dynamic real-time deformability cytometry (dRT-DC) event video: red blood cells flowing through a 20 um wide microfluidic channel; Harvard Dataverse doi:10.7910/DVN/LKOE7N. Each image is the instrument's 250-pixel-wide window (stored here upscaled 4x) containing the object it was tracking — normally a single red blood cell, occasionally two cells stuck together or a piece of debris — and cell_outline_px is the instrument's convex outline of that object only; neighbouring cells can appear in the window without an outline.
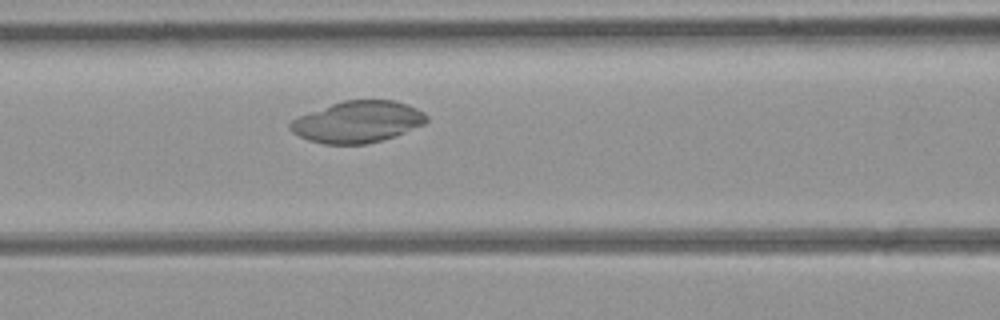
{"species": "common noctule bat (a hibernating species)", "species_latin": "Nyctalus noctula", "temperature_condition": "room temperature", "stored_images_in_passage": 39, "camera_frame_rate_fps": 3000, "um_per_image_px": 0.085, "animal": {"sex": "female", "body_mass_g": 21.9}, "frame": {"image": 1, "passage_image": 14, "time_ms": 4.333, "image_size_px": [1000, 320], "cell_outline_px": [[428, 120], [424, 124], [384, 140], [364, 144], [324, 144], [308, 140], [292, 132], [288, 128], [288, 124], [292, 120], [300, 116], [332, 104], [344, 100], [392, 100], [408, 104], [424, 112], [428, 116]], "centroid_in_image_um": [30.41, 10.36], "position_along_channel_um": 136.2, "area_um2": 32.83}}
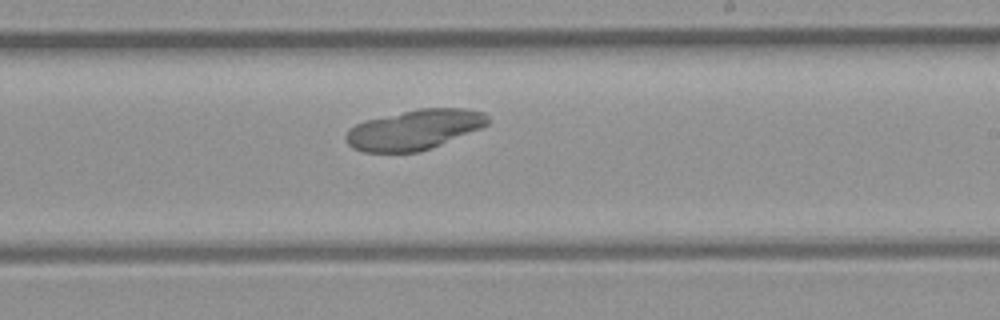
{"frame": {"image": 2, "passage_image": 23, "time_ms": 7.333, "image_size_px": [1000, 320], "cell_outline_px": [[488, 124], [480, 128], [432, 148], [420, 152], [364, 152], [352, 148], [348, 144], [344, 136], [348, 128], [356, 124], [368, 120], [420, 108], [464, 108], [484, 112], [488, 116]], "centroid_in_image_um": [35.21, 11.03], "position_along_channel_um": 253.8, "area_um2": 32.89}}
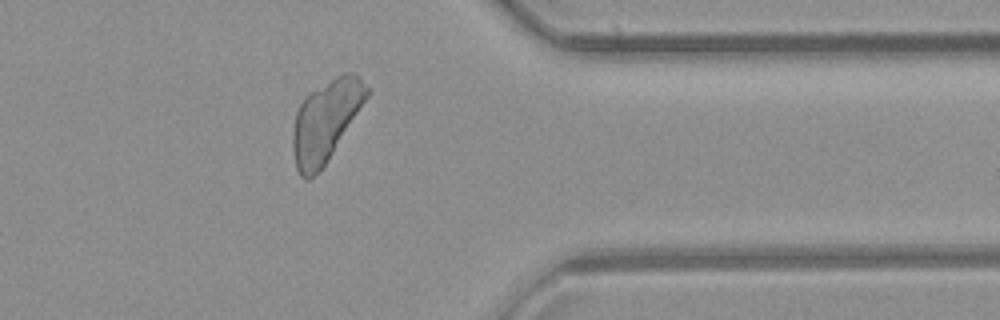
{"frame": {"image": 3, "passage_image": 34, "time_ms": 11.0, "image_size_px": [1000, 320], "cell_outline_px": [[368, 96], [332, 152], [324, 164], [308, 180], [304, 180], [300, 176], [296, 168], [292, 148], [292, 132], [296, 112], [304, 96], [308, 92], [336, 76], [344, 72], [352, 72], [368, 88]], "centroid_in_image_um": [27.63, 10.26], "position_along_channel_um": 383.8, "area_um2": 34.22}}